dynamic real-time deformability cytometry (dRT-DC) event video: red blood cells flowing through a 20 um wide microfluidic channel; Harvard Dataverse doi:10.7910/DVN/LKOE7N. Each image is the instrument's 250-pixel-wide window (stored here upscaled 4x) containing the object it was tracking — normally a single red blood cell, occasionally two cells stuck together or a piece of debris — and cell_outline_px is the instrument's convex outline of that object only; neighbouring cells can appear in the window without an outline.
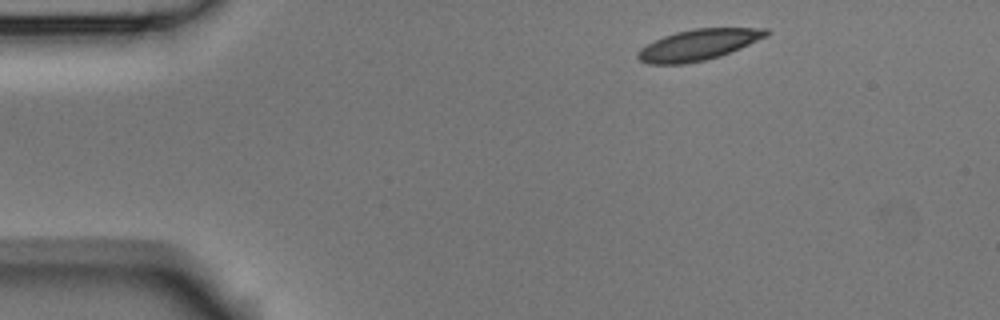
{"species": "Egyptian fruit bat (a non-hibernating species)", "species_latin": "Rousettus aegyptiacus", "temperature_condition": "room temperature", "stored_images_in_passage": 3, "camera_frame_rate_fps": 3000, "um_per_image_px": 0.085, "animal": {"sex": "male"}, "frame": {"image": 1, "passage_image": 1, "time_ms": 0.0, "image_size_px": [1000, 320], "cell_outline_px": [[772, 32], [768, 36], [740, 48], [720, 56], [704, 60], [684, 64], [648, 64], [640, 60], [636, 56], [636, 52], [640, 48], [664, 36], [676, 32], [696, 28], [768, 28]], "centroid_in_image_um": [59.38, 3.8], "position_along_channel_um": 25.6, "area_um2": 23.12}}